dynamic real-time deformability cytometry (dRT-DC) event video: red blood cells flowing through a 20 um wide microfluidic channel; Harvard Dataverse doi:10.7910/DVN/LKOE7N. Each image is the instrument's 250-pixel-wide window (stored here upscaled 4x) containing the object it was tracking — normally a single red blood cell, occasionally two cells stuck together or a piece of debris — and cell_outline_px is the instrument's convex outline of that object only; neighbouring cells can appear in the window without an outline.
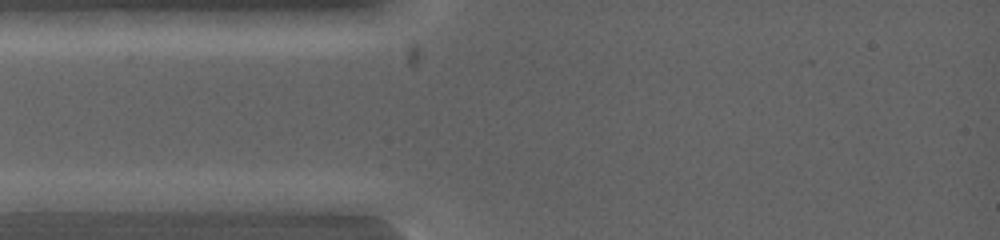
{"species": "common noctule bat (a hibernating species)", "species_latin": "Nyctalus noctula", "temperature_condition": "warm", "stored_images_in_passage": 5, "camera_frame_rate_fps": 5000, "um_per_image_px": 0.085, "animal": {"sex": "female", "body_mass_g": 19.0, "forearm_length_mm": 53.3}, "frame": {"image": 1, "passage_image": 2, "time_ms": 0.4, "image_size_px": [1000, 240], "cell_outline_px": [[124, 200], [96, 212], [16, 212], [12, 200], [104, 192]], "centroid_in_image_um": [5.72, 17.28], "position_along_channel_um": 79.3, "area_um2": 11.56}}
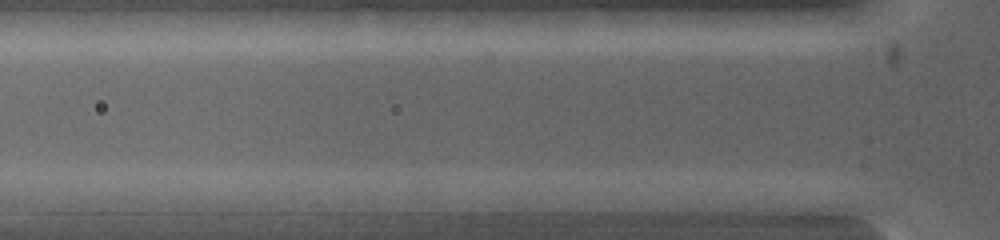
{"frame": {"image": 2, "passage_image": 3, "time_ms": 0.6, "image_size_px": [1000, 240], "cell_outline_px": [[232, 200], [220, 212], [144, 212], [136, 196], [136, 192], [192, 188], [212, 192]], "centroid_in_image_um": [15.45, 17.08], "position_along_channel_um": 110.4, "area_um2": 13.41}}